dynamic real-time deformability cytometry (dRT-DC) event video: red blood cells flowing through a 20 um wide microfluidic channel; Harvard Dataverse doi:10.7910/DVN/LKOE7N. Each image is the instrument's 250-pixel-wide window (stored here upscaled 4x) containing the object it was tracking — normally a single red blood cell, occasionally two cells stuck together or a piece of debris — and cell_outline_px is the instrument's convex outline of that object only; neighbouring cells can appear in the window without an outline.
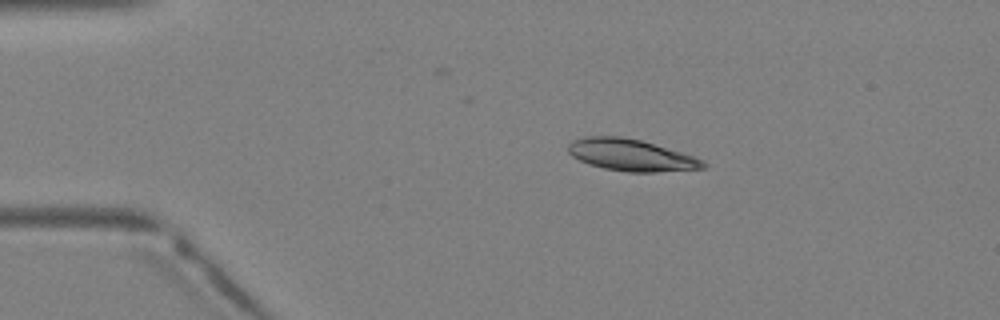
{"species": "Egyptian fruit bat (a non-hibernating species)", "species_latin": "Rousettus aegyptiacus", "temperature_condition": "warm", "stored_images_in_passage": 3, "camera_frame_rate_fps": 3000, "um_per_image_px": 0.085, "animal": {"sex": "female"}, "frame": {"image": 1, "passage_image": 1, "time_ms": 0.0, "image_size_px": [1000, 320], "cell_outline_px": [[708, 164], [704, 168], [656, 172], [628, 172], [604, 168], [588, 164], [572, 156], [568, 152], [568, 144], [572, 140], [584, 136], [620, 136], [640, 140], [680, 152], [704, 160]], "centroid_in_image_um": [53.6, 13.18], "position_along_channel_um": 31.4, "area_um2": 24.85}}
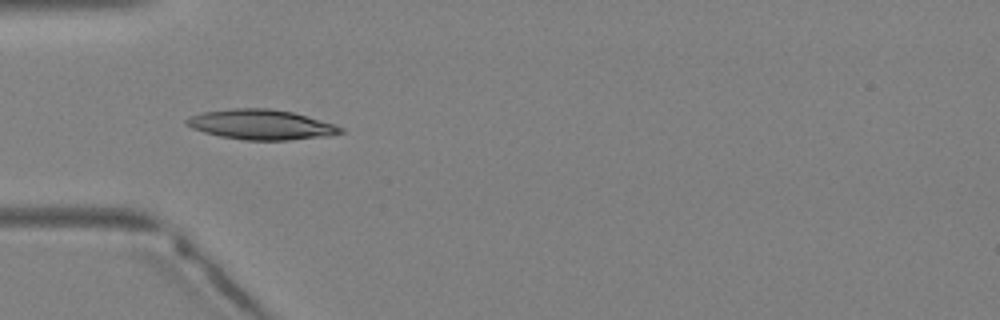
{"frame": {"image": 2, "passage_image": 2, "time_ms": 0.333, "image_size_px": [1000, 320], "cell_outline_px": [[344, 132], [328, 136], [288, 140], [244, 140], [220, 136], [204, 132], [192, 128], [184, 124], [184, 120], [188, 116], [204, 112], [232, 108], [268, 108], [292, 112], [336, 124], [344, 128]], "centroid_in_image_um": [22.19, 10.59], "position_along_channel_um": 62.8, "area_um2": 27.05}}